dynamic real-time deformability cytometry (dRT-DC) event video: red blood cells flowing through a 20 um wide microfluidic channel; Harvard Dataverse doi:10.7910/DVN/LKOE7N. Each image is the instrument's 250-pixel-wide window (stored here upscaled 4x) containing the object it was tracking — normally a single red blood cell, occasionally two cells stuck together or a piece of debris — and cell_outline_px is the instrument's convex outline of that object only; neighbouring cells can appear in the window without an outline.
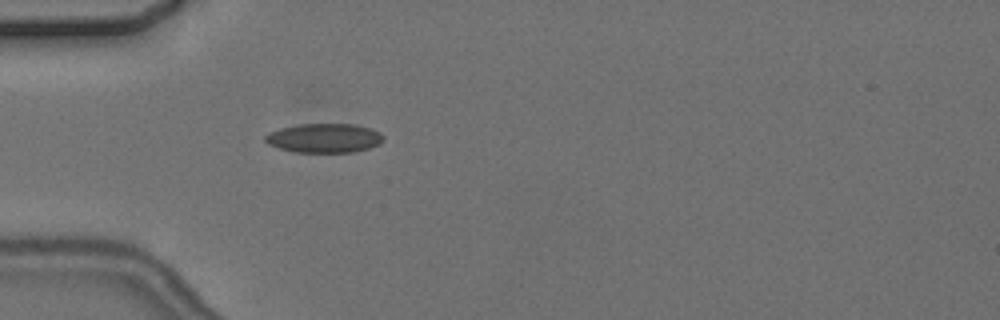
{"species": "common noctule bat (a hibernating species)", "species_latin": "Nyctalus noctula", "temperature_condition": "cold", "stored_images_in_passage": 1, "camera_frame_rate_fps": 3000, "um_per_image_px": 0.085, "animal": {"sex": "female", "body_mass_g": 24.6, "forearm_length_mm": 56.2}, "frame": {"image": 1, "passage_image": 1, "time_ms": 0.0, "image_size_px": [1000, 320], "cell_outline_px": [[384, 140], [380, 144], [368, 148], [352, 152], [296, 152], [280, 148], [268, 144], [264, 140], [264, 136], [268, 132], [280, 128], [296, 124], [356, 124], [372, 128], [380, 132], [384, 136]], "centroid_in_image_um": [27.57, 11.72], "position_along_channel_um": 57.4, "area_um2": 20.29}}